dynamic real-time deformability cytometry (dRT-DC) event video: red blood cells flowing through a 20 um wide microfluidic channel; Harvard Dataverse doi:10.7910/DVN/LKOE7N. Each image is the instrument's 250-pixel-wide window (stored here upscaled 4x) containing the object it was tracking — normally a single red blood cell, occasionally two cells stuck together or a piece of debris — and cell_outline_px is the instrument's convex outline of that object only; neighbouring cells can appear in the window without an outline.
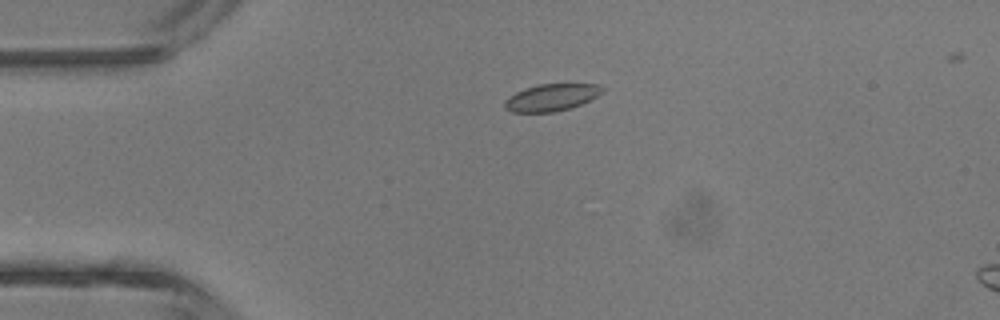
{"species": "common noctule bat (a hibernating species)", "species_latin": "Nyctalus noctula", "temperature_condition": "room temperature", "stored_images_in_passage": 4, "camera_frame_rate_fps": 3000, "um_per_image_px": 0.085, "animal": {"sex": "male", "body_mass_g": 13.3}, "frame": {"image": 1, "passage_image": 2, "time_ms": 1.333, "image_size_px": [1000, 320], "cell_outline_px": [[604, 92], [572, 108], [556, 112], [512, 112], [504, 108], [504, 100], [508, 96], [524, 88], [540, 84], [600, 84], [604, 88]], "centroid_in_image_um": [46.85, 8.28], "position_along_channel_um": 38.1, "area_um2": 15.49}}